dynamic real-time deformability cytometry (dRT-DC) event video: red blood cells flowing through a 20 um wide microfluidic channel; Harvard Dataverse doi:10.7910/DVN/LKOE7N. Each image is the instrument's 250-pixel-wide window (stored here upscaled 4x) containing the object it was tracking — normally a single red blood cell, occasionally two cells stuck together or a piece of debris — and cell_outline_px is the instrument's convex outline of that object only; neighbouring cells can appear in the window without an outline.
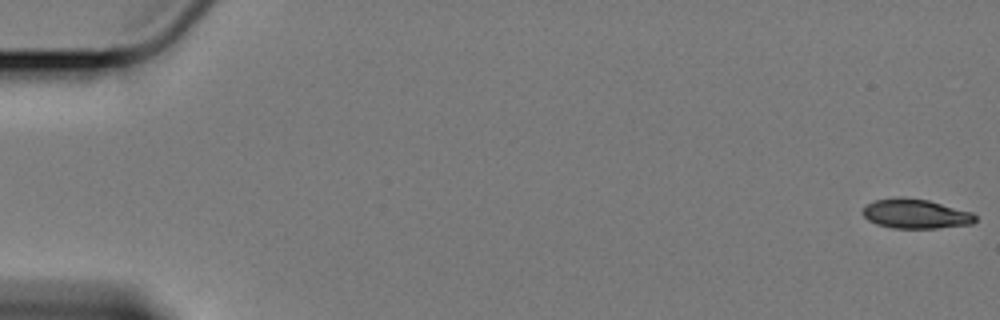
{"species": "Egyptian fruit bat (a non-hibernating species)", "species_latin": "Rousettus aegyptiacus", "temperature_condition": "cold", "stored_images_in_passage": 60, "camera_frame_rate_fps": 3000, "um_per_image_px": 0.085, "animal": {"sex": "female"}, "frame": {"image": 1, "passage_image": 1, "time_ms": 0.0, "image_size_px": [1000, 320], "cell_outline_px": [[976, 220], [972, 224], [936, 228], [896, 228], [876, 224], [868, 220], [860, 212], [868, 204], [876, 200], [896, 196], [904, 196], [928, 200], [972, 212], [976, 216]], "centroid_in_image_um": [77.82, 18.16], "position_along_channel_um": 7.2, "area_um2": 19.42}}
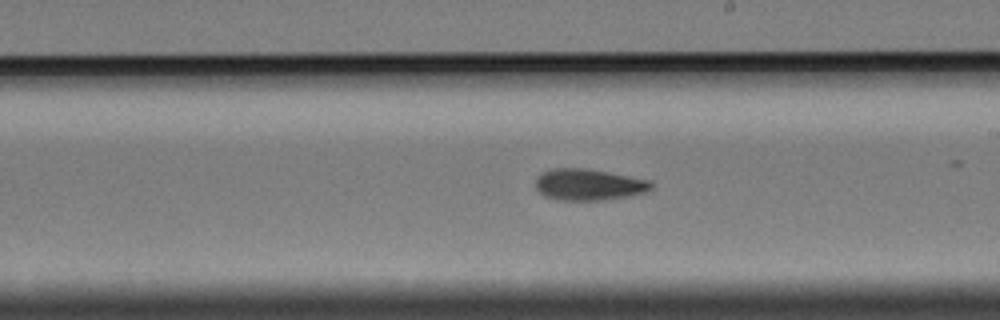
{"frame": {"image": 2, "passage_image": 35, "time_ms": 11.333, "image_size_px": [1000, 320], "cell_outline_px": [[656, 184], [648, 192], [632, 196], [600, 200], [556, 200], [544, 196], [536, 188], [536, 176], [552, 168], [588, 168], [652, 180]], "centroid_in_image_um": [50.1, 15.69], "position_along_channel_um": 238.9, "area_um2": 21.62}}
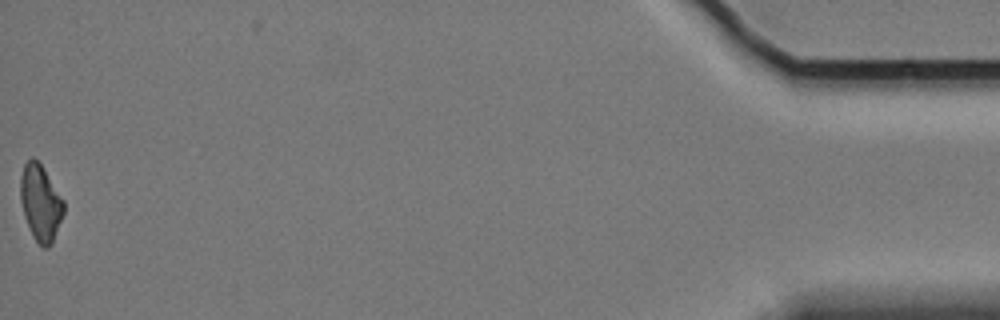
{"frame": {"image": 3, "passage_image": 60, "time_ms": 19.667, "image_size_px": [1000, 320], "cell_outline_px": [[64, 212], [52, 244], [48, 248], [44, 248], [32, 236], [24, 216], [20, 200], [20, 176], [24, 164], [32, 156], [44, 168], [64, 200]], "centroid_in_image_um": [3.44, 17.23], "position_along_channel_um": 431.8, "area_um2": 19.31}, "authors_computed_cell_mechanics": {"area_um2": 20.3745, "velocity_mm_per_s": 3.3917, "shape_relaxation_time_tau1_ms": 6.1748, "shape_relaxation_time_tau2_ms": 9.0099, "deformation_change_tau1": 0.1401, "deformation_change_tau2": 0.1564}}